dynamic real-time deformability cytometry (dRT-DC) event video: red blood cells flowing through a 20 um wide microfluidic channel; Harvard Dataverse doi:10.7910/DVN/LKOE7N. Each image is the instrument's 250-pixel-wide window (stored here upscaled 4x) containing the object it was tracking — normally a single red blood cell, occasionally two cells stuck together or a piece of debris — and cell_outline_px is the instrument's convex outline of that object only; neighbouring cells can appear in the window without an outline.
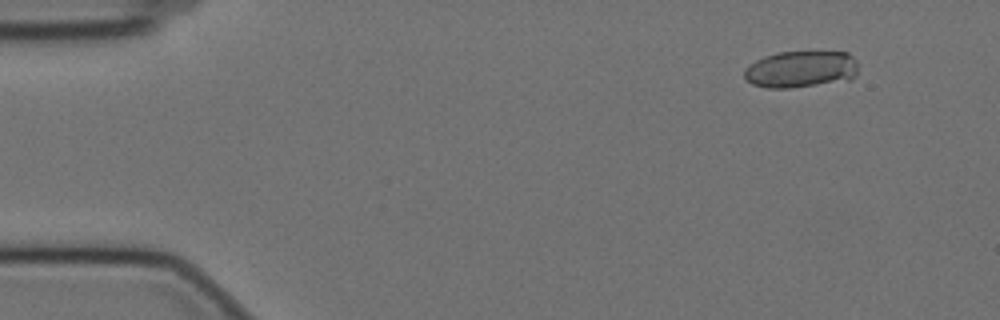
{"species": "Egyptian fruit bat (a non-hibernating species)", "species_latin": "Rousettus aegyptiacus", "temperature_condition": "cold", "stored_images_in_passage": 17, "camera_frame_rate_fps": 3000, "um_per_image_px": 0.085, "animal": {"sex": "female"}, "frame": {"image": 1, "passage_image": 6, "time_ms": 1.667, "image_size_px": [1000, 320], "cell_outline_px": [[856, 76], [848, 80], [788, 88], [768, 88], [752, 84], [744, 76], [744, 68], [756, 60], [764, 56], [776, 52], [848, 52], [856, 60]], "centroid_in_image_um": [68.05, 5.88], "position_along_channel_um": 16.9, "area_um2": 24.33}}
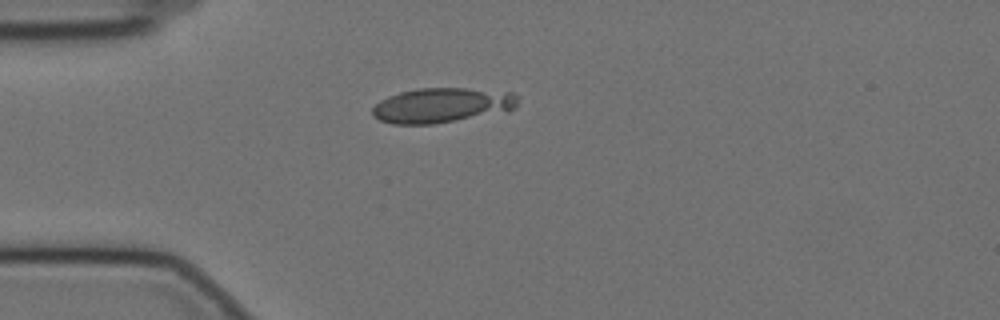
{"frame": {"image": 2, "passage_image": 16, "time_ms": 5.0, "image_size_px": [1000, 320], "cell_outline_px": [[516, 104], [508, 112], [436, 124], [392, 124], [380, 120], [372, 116], [372, 108], [380, 100], [388, 96], [400, 92], [420, 88], [464, 88], [512, 92], [516, 96]], "centroid_in_image_um": [37.55, 8.96], "position_along_channel_um": 47.5, "area_um2": 29.71}}